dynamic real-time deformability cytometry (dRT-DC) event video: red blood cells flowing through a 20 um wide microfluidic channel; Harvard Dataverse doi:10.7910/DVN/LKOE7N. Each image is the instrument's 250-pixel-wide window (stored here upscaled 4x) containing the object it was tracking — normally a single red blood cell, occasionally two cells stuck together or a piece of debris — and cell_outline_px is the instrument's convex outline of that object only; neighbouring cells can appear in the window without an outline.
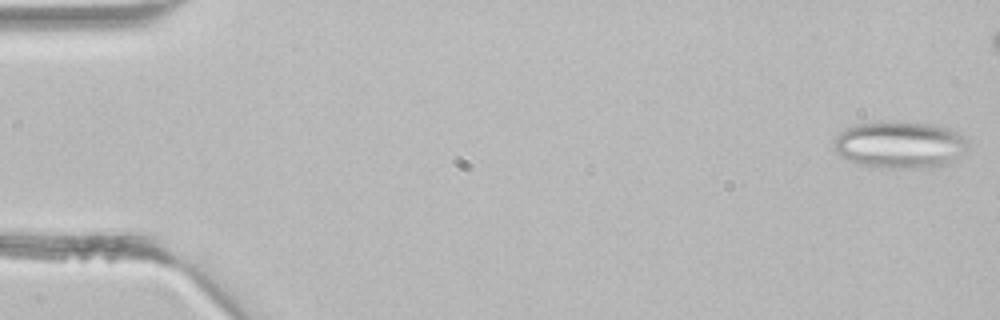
{"species": "common noctule bat (a hibernating species)", "species_latin": "Nyctalus noctula", "temperature_condition": "room temperature", "stored_images_in_passage": 38, "segment_of_instrument_passage": [1, 2], "camera_frame_rate_fps": 3000, "um_per_image_px": 0.085, "animal": {"sex": "male", "body_mass_g": 21.5, "forearm_length_mm": 52.0}, "frame": {"image": 1, "passage_image": 1, "time_ms": 0.0, "image_size_px": [1000, 320], "cell_outline_px": [[968, 148], [956, 160], [948, 164], [924, 168], [892, 168], [860, 164], [848, 160], [840, 156], [832, 148], [832, 144], [836, 136], [844, 128], [856, 124], [880, 120], [936, 124], [948, 128], [968, 136]], "centroid_in_image_um": [76.5, 12.28], "position_along_channel_um": 8.5, "area_um2": 37.57}}